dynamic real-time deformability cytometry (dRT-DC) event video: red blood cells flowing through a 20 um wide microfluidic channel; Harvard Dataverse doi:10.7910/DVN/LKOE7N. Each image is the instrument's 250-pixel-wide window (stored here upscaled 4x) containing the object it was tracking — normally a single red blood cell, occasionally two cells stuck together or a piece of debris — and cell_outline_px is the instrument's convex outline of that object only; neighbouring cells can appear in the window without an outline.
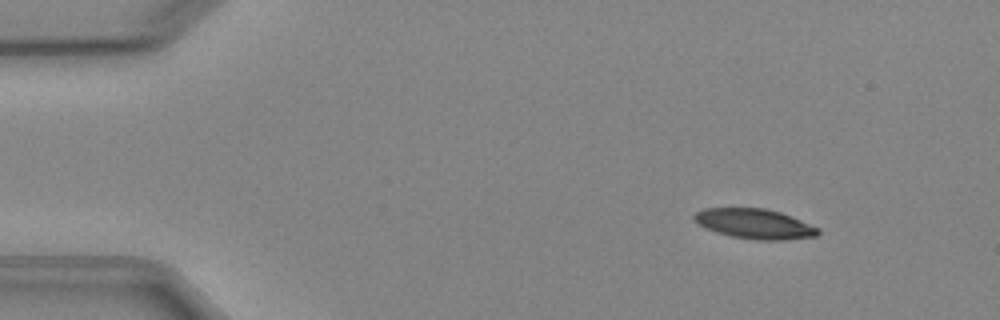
{"species": "Egyptian fruit bat (a non-hibernating species)", "species_latin": "Rousettus aegyptiacus", "temperature_condition": "cold", "stored_images_in_passage": 6, "camera_frame_rate_fps": 3000, "um_per_image_px": 0.085, "animal": {"sex": "female"}, "frame": {"image": 1, "passage_image": 2, "time_ms": 1.333, "image_size_px": [1000, 320], "cell_outline_px": [[820, 232], [816, 236], [784, 240], [756, 240], [732, 236], [716, 232], [704, 228], [692, 216], [696, 212], [704, 208], [764, 208], [780, 212], [820, 228]], "centroid_in_image_um": [64.15, 19.02], "position_along_channel_um": 20.9, "area_um2": 21.5}}
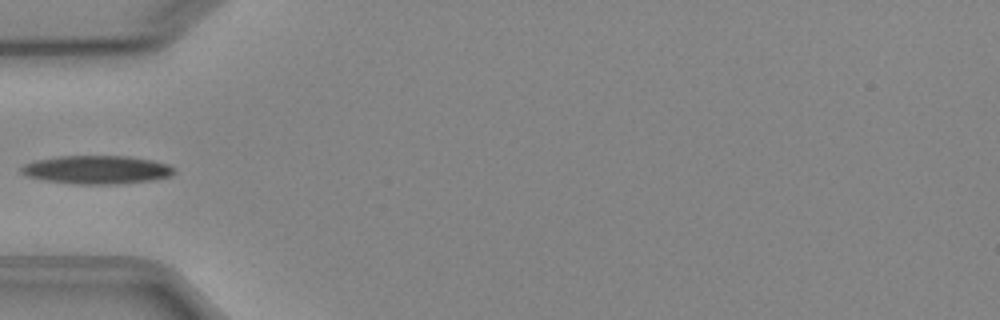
{"frame": {"image": 2, "passage_image": 5, "time_ms": 5.0, "image_size_px": [1000, 320], "cell_outline_px": [[176, 172], [172, 176], [152, 180], [116, 184], [80, 184], [44, 180], [28, 176], [20, 172], [20, 168], [24, 164], [36, 160], [60, 156], [128, 156], [152, 160], [168, 164]], "centroid_in_image_um": [8.24, 14.42], "position_along_channel_um": 76.8, "area_um2": 25.2}}